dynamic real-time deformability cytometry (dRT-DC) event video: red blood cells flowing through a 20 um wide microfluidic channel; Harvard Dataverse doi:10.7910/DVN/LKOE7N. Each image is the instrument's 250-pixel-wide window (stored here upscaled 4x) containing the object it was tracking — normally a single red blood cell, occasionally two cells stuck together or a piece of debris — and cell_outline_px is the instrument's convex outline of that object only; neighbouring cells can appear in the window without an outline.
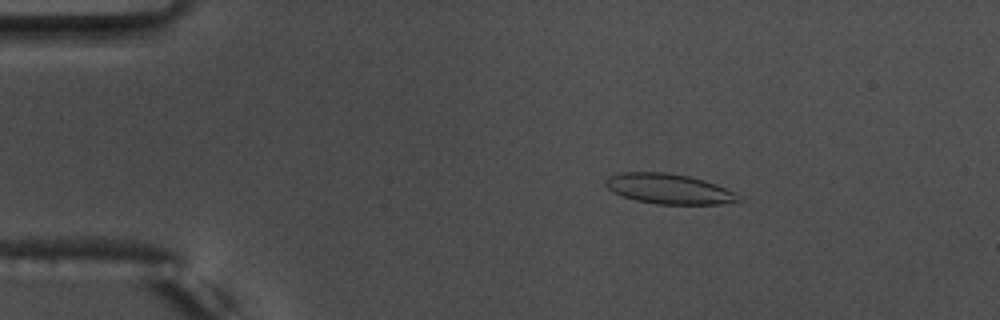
{"species": "common noctule bat (a hibernating species)", "species_latin": "Nyctalus noctula", "temperature_condition": "warm", "stored_images_in_passage": 55, "camera_frame_rate_fps": 3000, "um_per_image_px": 0.085, "animal": {"sex": "male", "body_mass_g": 17.5, "forearm_length_mm": 52.3}, "frame": {"image": 1, "passage_image": 10, "time_ms": 3.0, "image_size_px": [1000, 320], "cell_outline_px": [[740, 200], [720, 204], [656, 204], [636, 200], [612, 192], [604, 184], [604, 180], [608, 176], [620, 172], [664, 172], [688, 176], [704, 180], [716, 184], [736, 192]], "centroid_in_image_um": [56.81, 16.04], "position_along_channel_um": 28.2, "area_um2": 23.29}}
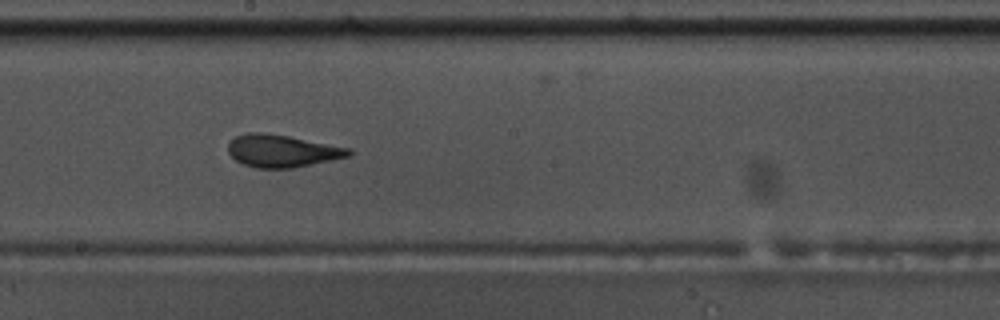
{"frame": {"image": 2, "passage_image": 31, "time_ms": 10.0, "image_size_px": [1000, 320], "cell_outline_px": [[352, 156], [292, 168], [256, 168], [244, 164], [236, 160], [228, 152], [228, 140], [236, 136], [248, 132], [264, 132], [288, 136], [352, 148]], "centroid_in_image_um": [23.98, 12.82], "position_along_channel_um": 224.2, "area_um2": 22.95}}
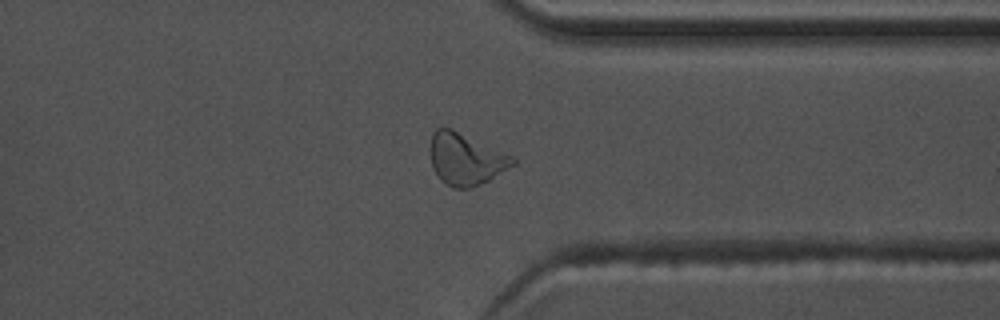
{"frame": {"image": 3, "passage_image": 43, "time_ms": 14.0, "image_size_px": [1000, 320], "cell_outline_px": [[516, 164], [488, 180], [472, 188], [452, 188], [432, 168], [428, 152], [428, 148], [432, 132], [436, 128], [452, 128], [516, 156]], "centroid_in_image_um": [39.59, 13.48], "position_along_channel_um": 371.8, "area_um2": 25.32}, "authors_computed_cell_mechanics": {"area_um2": 23.2356, "velocity_mm_per_s": 3.7324, "shape_relaxation_time_tau1_ms": null, "shape_relaxation_time_tau2_ms": 1.489, "deformation_change_tau1": null, "deformation_change_tau2": 0.0769}}